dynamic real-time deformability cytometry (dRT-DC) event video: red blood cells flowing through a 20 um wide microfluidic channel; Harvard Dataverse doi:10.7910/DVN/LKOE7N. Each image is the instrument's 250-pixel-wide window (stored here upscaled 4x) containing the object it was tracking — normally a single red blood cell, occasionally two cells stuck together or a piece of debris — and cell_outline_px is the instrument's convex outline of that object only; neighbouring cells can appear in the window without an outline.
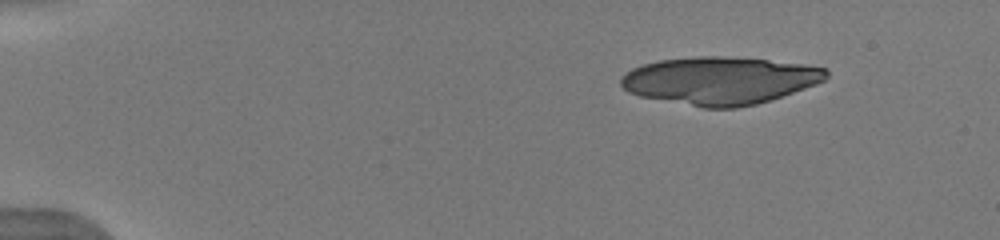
{"species": "human", "species_latin": "Homo sapiens", "temperature_condition": "warm", "stored_images_in_passage": 45, "camera_frame_rate_fps": 3000, "um_per_image_px": 0.085, "donor": {"sex": "male"}, "frame": {"image": 1, "passage_image": 1, "time_ms": 0.0, "image_size_px": [1000, 240], "cell_outline_px": [[828, 76], [824, 80], [816, 84], [756, 104], [736, 108], [704, 108], [640, 96], [628, 92], [620, 84], [620, 76], [632, 68], [644, 64], [660, 60], [692, 56], [724, 56], [768, 60], [804, 64], [828, 68]], "centroid_in_image_um": [61.16, 6.84], "position_along_channel_um": 23.8, "area_um2": 56.93}}
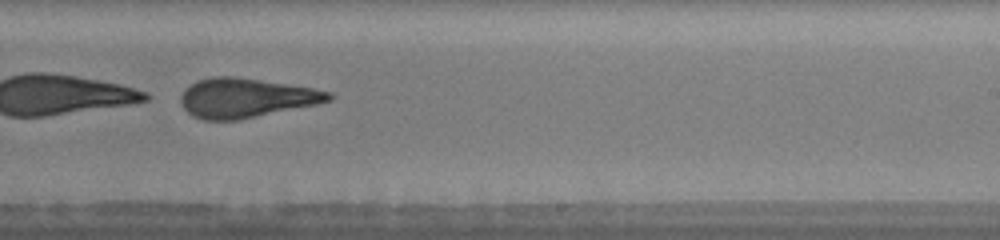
{"frame": {"image": 2, "passage_image": 28, "time_ms": 9.0, "image_size_px": [1000, 240], "cell_outline_px": [[332, 100], [320, 104], [240, 120], [204, 120], [192, 116], [184, 108], [180, 100], [180, 96], [184, 88], [196, 80], [212, 76], [232, 76], [312, 88], [332, 92]], "centroid_in_image_um": [20.89, 8.33], "position_along_channel_um": 268.1, "area_um2": 34.16}}